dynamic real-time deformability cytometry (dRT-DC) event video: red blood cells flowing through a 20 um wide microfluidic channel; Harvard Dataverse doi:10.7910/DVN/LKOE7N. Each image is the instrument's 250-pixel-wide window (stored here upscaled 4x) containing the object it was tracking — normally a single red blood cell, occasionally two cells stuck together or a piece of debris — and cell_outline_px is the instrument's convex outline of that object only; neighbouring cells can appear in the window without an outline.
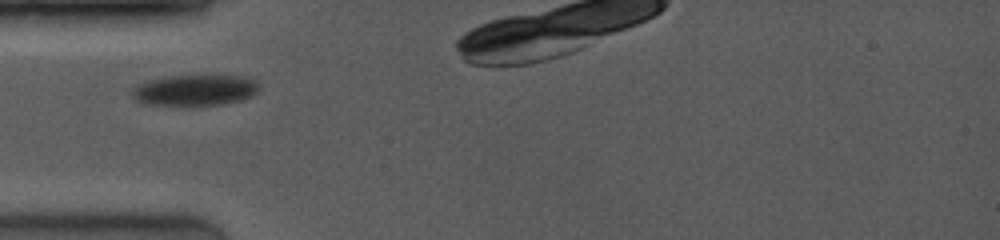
{"species": "common noctule bat (a hibernating species)", "species_latin": "Nyctalus noctula", "temperature_condition": "room temperature", "stored_images_in_passage": 48, "camera_frame_rate_fps": 4000, "um_per_image_px": 0.085, "animal": {"sex": "female", "body_mass_g": 19.0, "forearm_length_mm": 53.3}, "frame": {"image": 1, "passage_image": 1, "time_ms": 0.0, "image_size_px": [1000, 240], "cell_outline_px": [[260, 88], [252, 96], [244, 100], [224, 104], [188, 108], [180, 108], [140, 104], [132, 96], [132, 92], [140, 84], [152, 80], [172, 76], [236, 76], [256, 80], [260, 84]], "centroid_in_image_um": [16.58, 7.74], "position_along_channel_um": 68.4, "area_um2": 23.7}}
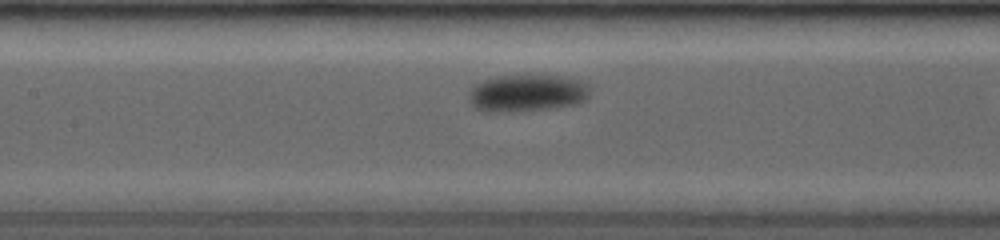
{"frame": {"image": 2, "passage_image": 14, "time_ms": 2.5, "image_size_px": [1000, 240], "cell_outline_px": [[588, 96], [580, 104], [556, 108], [512, 112], [484, 112], [472, 108], [468, 104], [468, 92], [480, 84], [488, 80], [504, 76], [548, 76], [580, 84], [588, 92]], "centroid_in_image_um": [44.65, 8.0], "position_along_channel_um": 162.8, "area_um2": 25.26}}
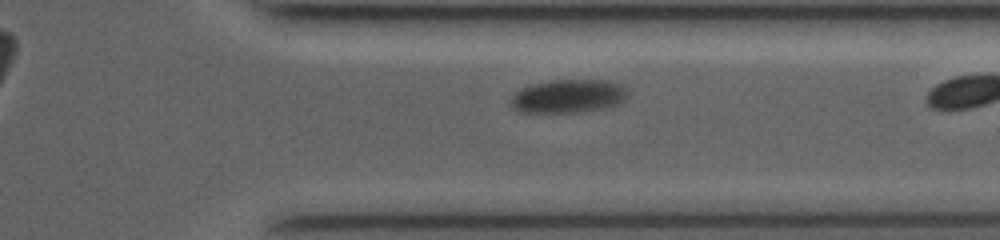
{"frame": {"image": 3, "passage_image": 43, "time_ms": 7.75, "image_size_px": [1000, 240], "cell_outline_px": [[628, 96], [620, 104], [608, 108], [580, 112], [520, 112], [512, 108], [508, 104], [512, 96], [516, 92], [524, 88], [536, 84], [556, 80], [600, 80], [616, 84]], "centroid_in_image_um": [48.26, 8.21], "position_along_channel_um": 363.1, "area_um2": 22.37}}